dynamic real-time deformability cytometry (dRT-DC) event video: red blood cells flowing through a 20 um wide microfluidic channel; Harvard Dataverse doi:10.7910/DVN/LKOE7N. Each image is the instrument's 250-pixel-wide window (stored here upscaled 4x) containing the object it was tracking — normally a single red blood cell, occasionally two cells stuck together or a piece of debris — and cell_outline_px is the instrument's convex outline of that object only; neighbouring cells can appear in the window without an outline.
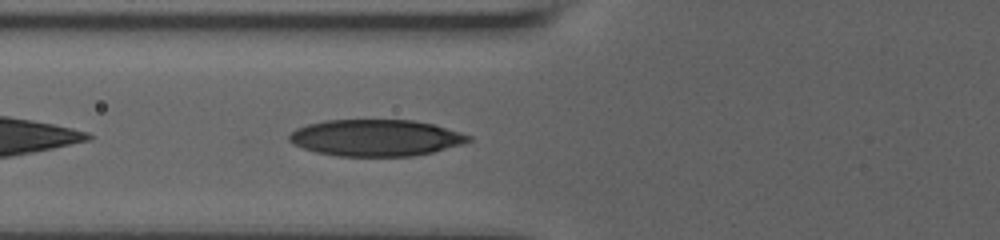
{"species": "human", "species_latin": "Homo sapiens", "temperature_condition": "room temperature", "stored_images_in_passage": 13, "camera_frame_rate_fps": 3000, "um_per_image_px": 0.085, "donor": {"sex": "male"}, "frame": {"image": 1, "passage_image": 2, "time_ms": 0.667, "image_size_px": [1000, 240], "cell_outline_px": [[472, 140], [460, 144], [432, 152], [412, 156], [336, 156], [316, 152], [292, 144], [288, 140], [288, 136], [296, 128], [308, 124], [324, 120], [412, 120], [432, 124], [460, 132], [472, 136]], "centroid_in_image_um": [31.9, 11.71], "position_along_channel_um": 93.9, "area_um2": 38.09}}
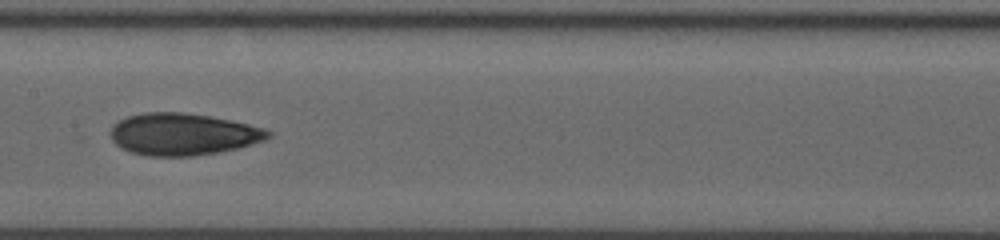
{"frame": {"image": 2, "passage_image": 7, "time_ms": 3.333, "image_size_px": [1000, 240], "cell_outline_px": [[272, 136], [264, 140], [236, 148], [220, 152], [192, 156], [148, 156], [132, 152], [116, 144], [112, 140], [108, 132], [112, 124], [128, 116], [144, 112], [180, 112], [208, 116], [232, 120], [264, 128], [272, 132]], "centroid_in_image_um": [15.53, 11.4], "position_along_channel_um": 191.9, "area_um2": 38.55}}
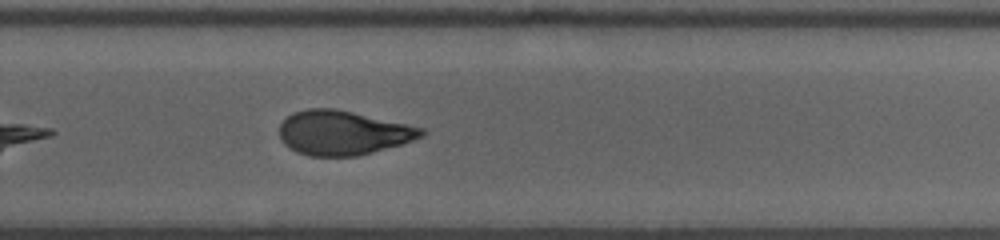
{"frame": {"image": 3, "passage_image": 13, "time_ms": 6.333, "image_size_px": [1000, 240], "cell_outline_px": [[428, 132], [424, 136], [400, 144], [372, 152], [356, 156], [308, 156], [296, 152], [284, 144], [280, 136], [280, 124], [292, 112], [308, 108], [336, 108], [424, 128]], "centroid_in_image_um": [29.14, 11.28], "position_along_channel_um": 300.7, "area_um2": 36.65}}